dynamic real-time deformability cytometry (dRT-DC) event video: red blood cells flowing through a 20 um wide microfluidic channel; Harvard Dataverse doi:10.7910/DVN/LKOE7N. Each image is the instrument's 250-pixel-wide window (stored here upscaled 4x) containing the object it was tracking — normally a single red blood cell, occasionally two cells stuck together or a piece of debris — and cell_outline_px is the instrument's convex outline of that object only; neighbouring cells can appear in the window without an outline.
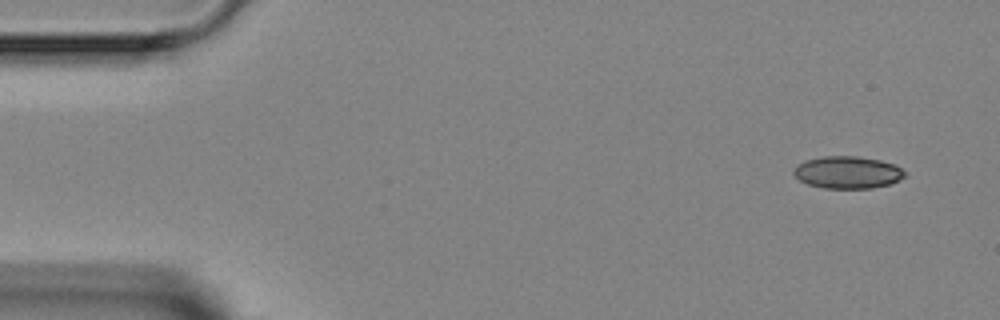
{"species": "Egyptian fruit bat (a non-hibernating species)", "species_latin": "Rousettus aegyptiacus", "temperature_condition": "room temperature", "stored_images_in_passage": 3, "camera_frame_rate_fps": 3000, "um_per_image_px": 0.085, "animal": {"sex": "female"}, "frame": {"image": 1, "passage_image": 1, "time_ms": 0.0, "image_size_px": [1000, 320], "cell_outline_px": [[908, 176], [900, 180], [888, 184], [872, 188], [824, 188], [808, 184], [800, 180], [792, 172], [796, 164], [804, 160], [824, 156], [856, 156], [880, 160], [896, 164], [908, 172]], "centroid_in_image_um": [72.09, 14.64], "position_along_channel_um": 12.9, "area_um2": 21.15}}